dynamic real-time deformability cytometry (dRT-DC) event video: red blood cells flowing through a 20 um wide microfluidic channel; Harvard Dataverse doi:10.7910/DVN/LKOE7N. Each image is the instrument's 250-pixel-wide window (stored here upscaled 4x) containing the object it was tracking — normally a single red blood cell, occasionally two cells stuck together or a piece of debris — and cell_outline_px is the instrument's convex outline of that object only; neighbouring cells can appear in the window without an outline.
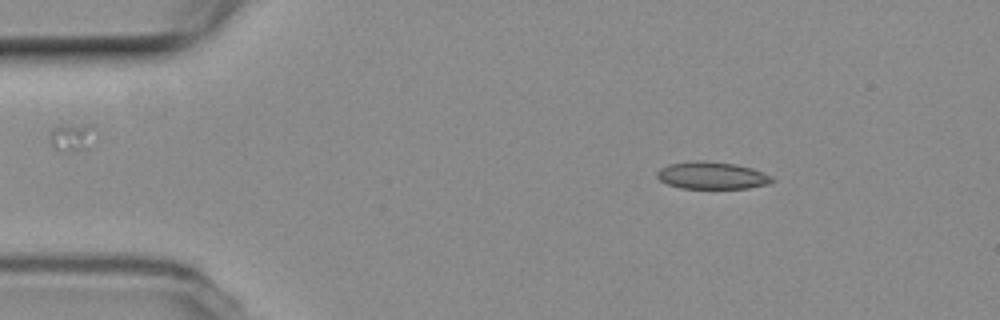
{"species": "common noctule bat (a hibernating species)", "species_latin": "Nyctalus noctula", "temperature_condition": "room temperature", "stored_images_in_passage": 50, "camera_frame_rate_fps": 3000, "um_per_image_px": 0.085, "animal": {"sex": "female", "body_mass_g": 19.3, "forearm_length_mm": 54.1}, "frame": {"image": 1, "passage_image": 4, "time_ms": 1.0, "image_size_px": [1000, 320], "cell_outline_px": [[776, 180], [772, 184], [748, 188], [680, 188], [668, 184], [660, 180], [656, 176], [656, 172], [660, 168], [668, 164], [704, 160], [736, 164], [752, 168], [772, 176]], "centroid_in_image_um": [60.55, 14.92], "position_along_channel_um": 24.4, "area_um2": 18.38}}
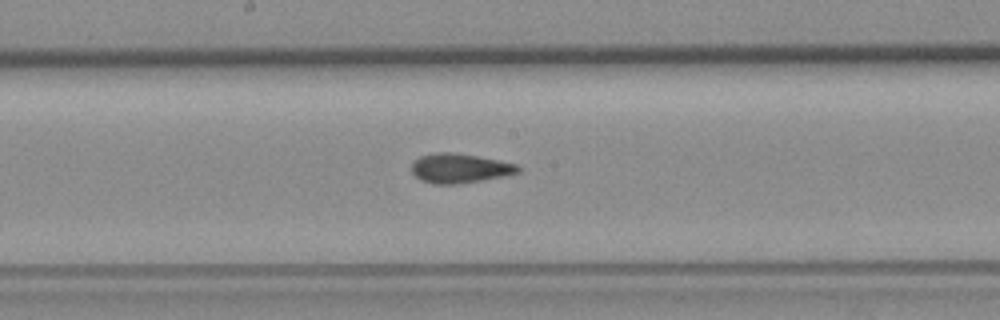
{"frame": {"image": 2, "passage_image": 24, "time_ms": 7.667, "image_size_px": [1000, 320], "cell_outline_px": [[520, 172], [504, 176], [484, 180], [456, 184], [432, 184], [420, 180], [412, 172], [412, 164], [420, 156], [436, 152], [456, 152], [516, 164], [520, 168]], "centroid_in_image_um": [39.06, 14.31], "position_along_channel_um": 209.1, "area_um2": 18.21}}
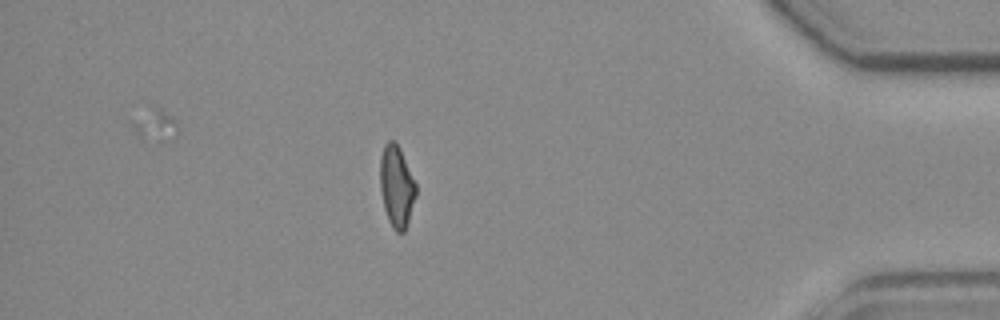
{"frame": {"image": 3, "passage_image": 43, "time_ms": 14.0, "image_size_px": [1000, 320], "cell_outline_px": [[416, 196], [404, 232], [396, 232], [392, 228], [388, 220], [384, 208], [380, 188], [380, 156], [384, 144], [388, 140], [396, 140], [400, 148], [416, 184]], "centroid_in_image_um": [33.69, 15.81], "position_along_channel_um": 401.5, "area_um2": 17.11}, "authors_computed_cell_mechanics": {"area_um2": 18.0625, "velocity_mm_per_s": 3.7644, "shape_relaxation_time_tau1_ms": null, "shape_relaxation_time_tau2_ms": 2.3333, "deformation_change_tau1": null, "deformation_change_tau2": 0.0749}}